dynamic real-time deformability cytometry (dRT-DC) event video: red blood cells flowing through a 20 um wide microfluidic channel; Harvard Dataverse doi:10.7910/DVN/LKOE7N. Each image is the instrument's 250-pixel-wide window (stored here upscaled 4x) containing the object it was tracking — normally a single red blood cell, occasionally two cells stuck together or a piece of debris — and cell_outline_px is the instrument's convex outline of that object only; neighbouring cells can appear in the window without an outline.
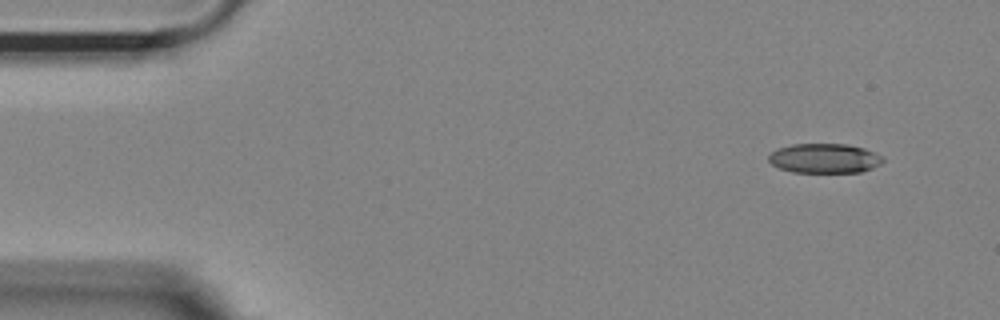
{"species": "Egyptian fruit bat (a non-hibernating species)", "species_latin": "Rousettus aegyptiacus", "temperature_condition": "room temperature", "stored_images_in_passage": 5, "camera_frame_rate_fps": 3000, "um_per_image_px": 0.085, "animal": {"sex": "female"}, "frame": {"image": 1, "passage_image": 1, "time_ms": 0.0, "image_size_px": [1000, 320], "cell_outline_px": [[884, 160], [880, 164], [872, 168], [860, 172], [792, 172], [780, 168], [772, 164], [768, 160], [768, 156], [776, 148], [792, 144], [848, 144], [864, 148], [884, 156]], "centroid_in_image_um": [70.08, 13.45], "position_along_channel_um": 14.9, "area_um2": 19.77}}